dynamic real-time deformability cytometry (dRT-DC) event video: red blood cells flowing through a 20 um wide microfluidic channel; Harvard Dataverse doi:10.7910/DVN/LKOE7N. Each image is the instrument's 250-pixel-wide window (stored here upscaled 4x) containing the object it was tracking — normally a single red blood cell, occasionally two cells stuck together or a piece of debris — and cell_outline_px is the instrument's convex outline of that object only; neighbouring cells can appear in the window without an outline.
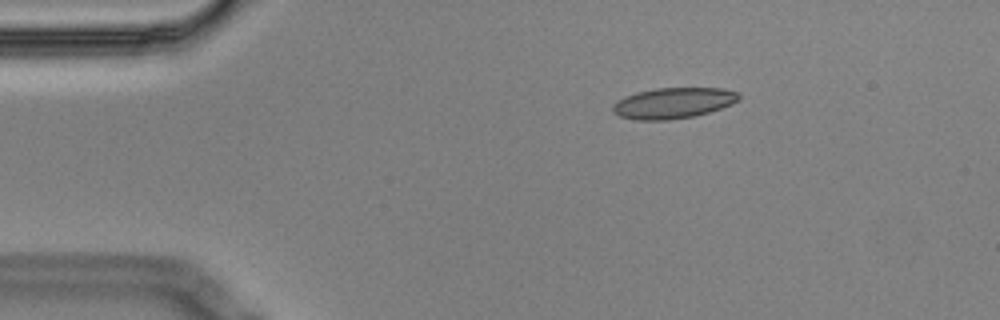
{"species": "Egyptian fruit bat (a non-hibernating species)", "species_latin": "Rousettus aegyptiacus", "temperature_condition": "cold", "stored_images_in_passage": 3, "camera_frame_rate_fps": 3000, "um_per_image_px": 0.085, "animal": {"sex": "male"}, "frame": {"image": 1, "passage_image": 1, "time_ms": 0.0, "image_size_px": [1000, 320], "cell_outline_px": [[740, 100], [732, 104], [708, 112], [692, 116], [668, 120], [636, 120], [620, 116], [612, 112], [612, 104], [616, 100], [624, 96], [636, 92], [656, 88], [724, 88], [736, 92], [740, 96]], "centroid_in_image_um": [57.19, 8.75], "position_along_channel_um": 27.8, "area_um2": 22.72}}